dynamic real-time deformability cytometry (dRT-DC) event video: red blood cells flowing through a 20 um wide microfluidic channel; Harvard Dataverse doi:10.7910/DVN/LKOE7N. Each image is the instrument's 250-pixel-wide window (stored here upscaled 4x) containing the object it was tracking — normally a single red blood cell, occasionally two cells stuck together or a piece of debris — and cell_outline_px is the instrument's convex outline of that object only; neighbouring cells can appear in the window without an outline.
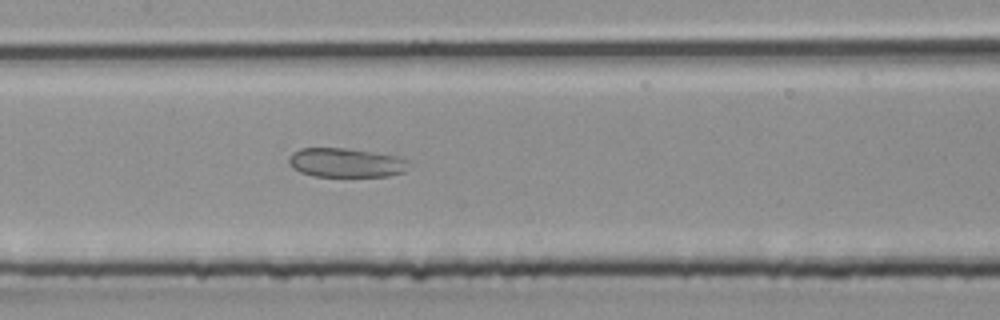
{"species": "common noctule bat (a hibernating species)", "species_latin": "Nyctalus noctula", "temperature_condition": "room temperature", "stored_images_in_passage": 48, "camera_frame_rate_fps": 3000, "um_per_image_px": 0.085, "animal": {"sex": "male", "body_mass_g": 20.4}, "frame": {"image": 1, "passage_image": 25, "time_ms": 8.0, "image_size_px": [1000, 320], "cell_outline_px": [[412, 164], [404, 172], [388, 176], [312, 176], [300, 172], [292, 168], [288, 160], [288, 156], [292, 152], [300, 148], [348, 148], [396, 156], [412, 160]], "centroid_in_image_um": [29.43, 13.82], "position_along_channel_um": 178.0, "area_um2": 20.69}}
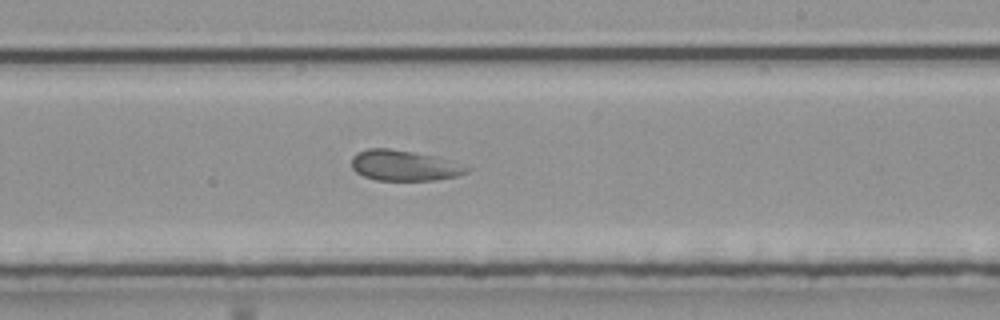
{"frame": {"image": 2, "passage_image": 30, "time_ms": 9.667, "image_size_px": [1000, 320], "cell_outline_px": [[472, 168], [468, 172], [460, 176], [436, 180], [376, 180], [364, 176], [356, 172], [352, 168], [352, 156], [356, 152], [368, 148], [388, 148], [412, 152], [432, 156]], "centroid_in_image_um": [34.32, 14.08], "position_along_channel_um": 254.7, "area_um2": 20.35}}
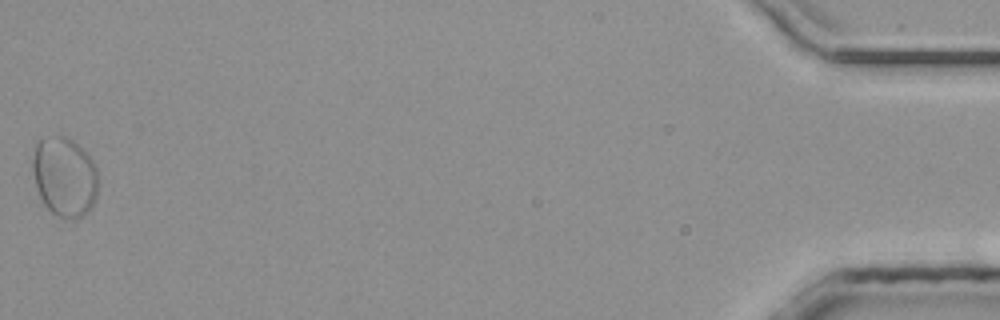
{"frame": {"image": 3, "passage_image": 48, "time_ms": 15.667, "image_size_px": [1000, 320], "cell_outline_px": [[96, 196], [88, 212], [80, 216], [60, 216], [52, 212], [44, 204], [36, 188], [32, 168], [32, 156], [36, 144], [40, 140], [56, 136], [68, 136], [76, 140], [88, 152], [96, 168]], "centroid_in_image_um": [5.47, 14.95], "position_along_channel_um": 429.7, "area_um2": 30.17}}